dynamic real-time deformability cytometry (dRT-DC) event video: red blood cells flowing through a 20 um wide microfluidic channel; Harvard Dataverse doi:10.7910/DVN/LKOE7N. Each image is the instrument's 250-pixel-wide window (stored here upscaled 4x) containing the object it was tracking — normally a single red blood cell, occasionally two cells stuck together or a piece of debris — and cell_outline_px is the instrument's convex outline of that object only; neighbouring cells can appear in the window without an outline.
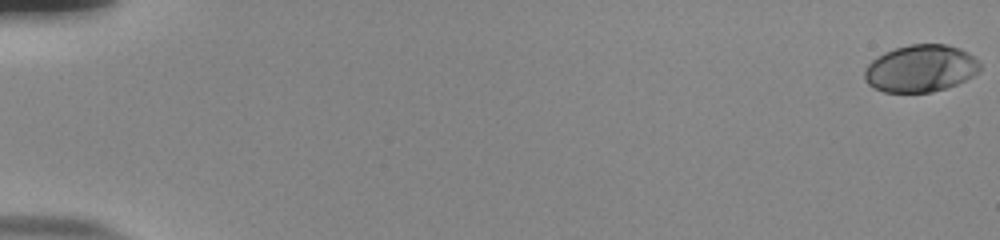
{"species": "human", "species_latin": "Homo sapiens", "temperature_condition": "room temperature", "stored_images_in_passage": 56, "camera_frame_rate_fps": 3000, "um_per_image_px": 0.085, "donor": {"sex": "male"}, "frame": {"image": 1, "passage_image": 1, "time_ms": 0.0, "image_size_px": [1000, 240], "cell_outline_px": [[980, 68], [972, 76], [956, 84], [932, 92], [884, 92], [868, 84], [864, 76], [864, 72], [868, 64], [872, 60], [884, 52], [908, 44], [944, 44], [960, 48], [968, 52], [980, 64]], "centroid_in_image_um": [78.23, 5.81], "position_along_channel_um": 6.8, "area_um2": 31.44}}
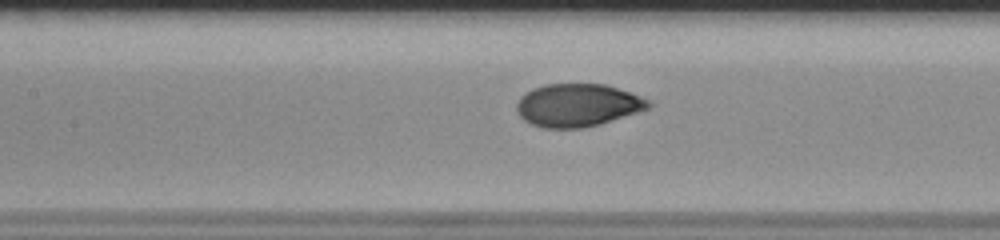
{"frame": {"image": 2, "passage_image": 28, "time_ms": 9.0, "image_size_px": [1000, 240], "cell_outline_px": [[652, 104], [648, 108], [600, 124], [584, 128], [544, 128], [532, 124], [524, 120], [520, 116], [516, 108], [516, 104], [520, 96], [524, 92], [532, 88], [544, 84], [604, 84], [640, 96], [648, 100]], "centroid_in_image_um": [49.04, 8.94], "position_along_channel_um": 158.4, "area_um2": 32.77}}
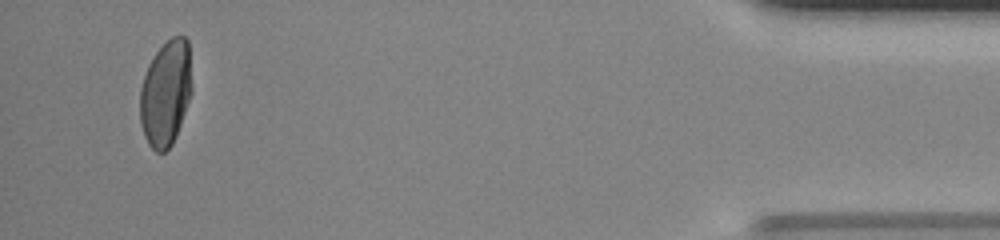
{"frame": {"image": 3, "passage_image": 54, "time_ms": 17.667, "image_size_px": [1000, 240], "cell_outline_px": [[192, 92], [180, 124], [172, 144], [164, 152], [156, 152], [148, 144], [144, 136], [140, 124], [140, 88], [148, 64], [156, 52], [172, 36], [184, 36], [188, 40], [192, 88]], "centroid_in_image_um": [14.08, 7.92], "position_along_channel_um": 421.1, "area_um2": 31.91}, "authors_computed_cell_mechanics": {"area_um2": 31.9056, "velocity_mm_per_s": 3.8064, "shape_relaxation_time_tau1_ms": 4.7388, "shape_relaxation_time_tau2_ms": null, "deformation_change_tau1": 0.1937, "deformation_change_tau2": null}}